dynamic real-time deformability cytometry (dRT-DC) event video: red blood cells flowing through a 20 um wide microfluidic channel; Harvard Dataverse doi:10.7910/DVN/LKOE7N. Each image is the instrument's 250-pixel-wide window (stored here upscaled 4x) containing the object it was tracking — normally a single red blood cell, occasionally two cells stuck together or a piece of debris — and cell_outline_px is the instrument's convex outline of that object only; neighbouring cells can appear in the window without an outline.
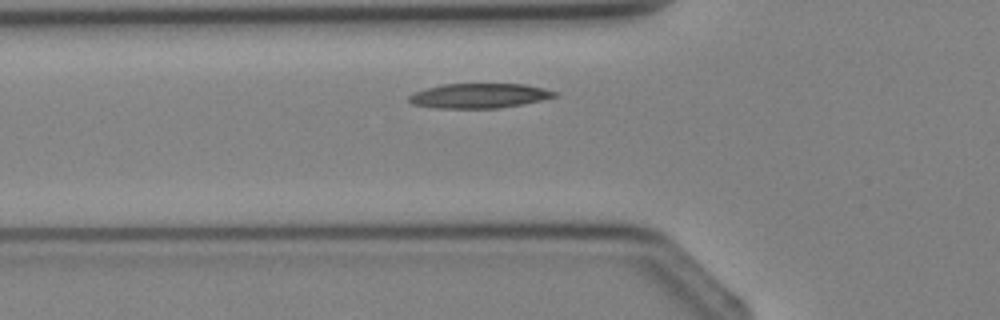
{"species": "Egyptian fruit bat (a non-hibernating species)", "species_latin": "Rousettus aegyptiacus", "temperature_condition": "cold", "stored_images_in_passage": 4, "camera_frame_rate_fps": 3000, "um_per_image_px": 0.085, "animal": {"sex": "female"}, "frame": {"image": 1, "passage_image": 4, "time_ms": 3.667, "image_size_px": [1000, 320], "cell_outline_px": [[560, 92], [556, 96], [524, 104], [500, 108], [436, 108], [412, 104], [408, 100], [408, 96], [416, 92], [428, 88], [444, 84], [524, 84], [544, 88]], "centroid_in_image_um": [40.77, 8.14], "position_along_channel_um": 85.0, "area_um2": 20.92}}